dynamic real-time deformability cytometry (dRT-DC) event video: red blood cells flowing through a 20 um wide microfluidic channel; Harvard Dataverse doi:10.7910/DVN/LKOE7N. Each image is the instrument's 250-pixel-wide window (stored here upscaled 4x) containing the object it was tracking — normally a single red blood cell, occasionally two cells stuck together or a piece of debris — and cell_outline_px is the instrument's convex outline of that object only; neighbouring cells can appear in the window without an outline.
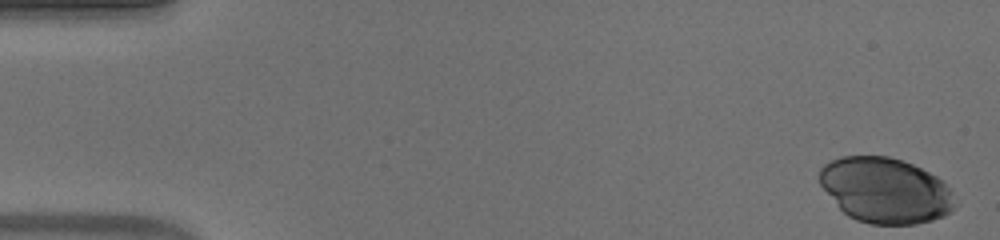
{"species": "human", "species_latin": "Homo sapiens", "temperature_condition": "warm", "stored_images_in_passage": 52, "camera_frame_rate_fps": 3000, "um_per_image_px": 0.085, "donor": {"sex": "male"}, "frame": {"image": 1, "passage_image": 1, "time_ms": 0.0, "image_size_px": [1000, 240], "cell_outline_px": [[960, 204], [952, 212], [944, 216], [932, 220], [916, 224], [872, 224], [856, 220], [848, 216], [840, 208], [820, 184], [820, 168], [824, 164], [840, 156], [888, 156], [912, 164], [936, 176], [952, 192]], "centroid_in_image_um": [75.3, 16.19], "position_along_channel_um": 9.7, "area_um2": 51.67}}
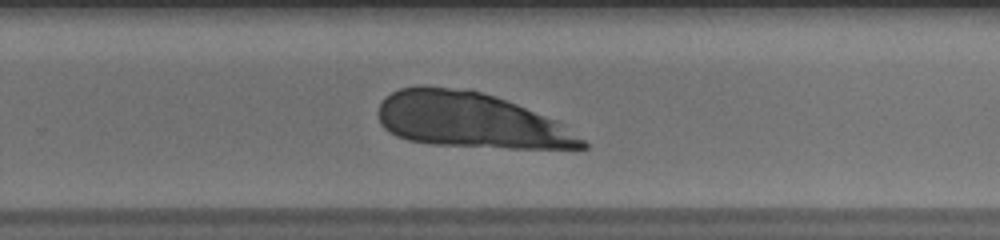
{"frame": {"image": 2, "passage_image": 34, "time_ms": 11.0, "image_size_px": [1000, 240], "cell_outline_px": [[588, 148], [508, 148], [432, 144], [408, 140], [396, 136], [388, 132], [380, 124], [376, 112], [384, 96], [400, 88], [424, 84], [472, 88], [496, 96], [556, 120], [584, 140], [588, 144]], "centroid_in_image_um": [39.9, 10.19], "position_along_channel_um": 289.9, "area_um2": 66.3}}
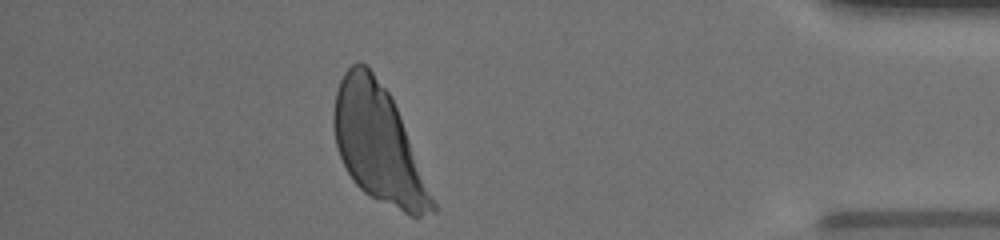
{"frame": {"image": 3, "passage_image": 46, "time_ms": 15.0, "image_size_px": [1000, 240], "cell_outline_px": [[436, 212], [420, 216], [408, 216], [364, 192], [352, 180], [336, 148], [332, 124], [332, 112], [336, 92], [340, 80], [344, 72], [352, 64], [360, 60], [372, 72], [388, 92], [396, 108], [436, 204]], "centroid_in_image_um": [32.11, 12.26], "position_along_channel_um": 403.1, "area_um2": 66.12}}